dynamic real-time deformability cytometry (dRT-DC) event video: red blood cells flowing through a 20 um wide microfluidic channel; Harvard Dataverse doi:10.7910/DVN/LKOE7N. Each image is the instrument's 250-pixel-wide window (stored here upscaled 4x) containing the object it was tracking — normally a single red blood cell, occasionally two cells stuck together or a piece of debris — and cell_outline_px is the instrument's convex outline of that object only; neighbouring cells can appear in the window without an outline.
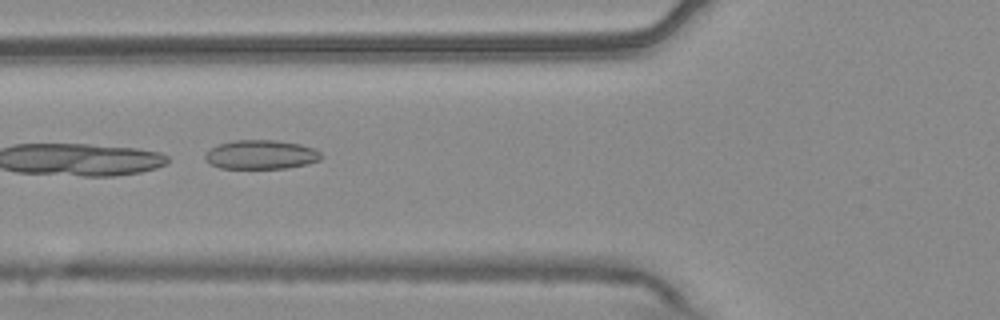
{"species": "common noctule bat (a hibernating species)", "species_latin": "Nyctalus noctula", "temperature_condition": "warm", "stored_images_in_passage": 23, "camera_frame_rate_fps": 3000, "um_per_image_px": 0.085, "animal": {"sex": "male", "body_mass_g": 20.4}, "frame": {"image": 1, "passage_image": 20, "time_ms": 6.333, "image_size_px": [1000, 320], "cell_outline_px": [[324, 156], [320, 160], [288, 168], [220, 168], [208, 164], [204, 160], [204, 156], [212, 148], [220, 144], [232, 140], [276, 140], [300, 144], [312, 148], [320, 152]], "centroid_in_image_um": [22.17, 13.14], "position_along_channel_um": 103.6, "area_um2": 19.65}}